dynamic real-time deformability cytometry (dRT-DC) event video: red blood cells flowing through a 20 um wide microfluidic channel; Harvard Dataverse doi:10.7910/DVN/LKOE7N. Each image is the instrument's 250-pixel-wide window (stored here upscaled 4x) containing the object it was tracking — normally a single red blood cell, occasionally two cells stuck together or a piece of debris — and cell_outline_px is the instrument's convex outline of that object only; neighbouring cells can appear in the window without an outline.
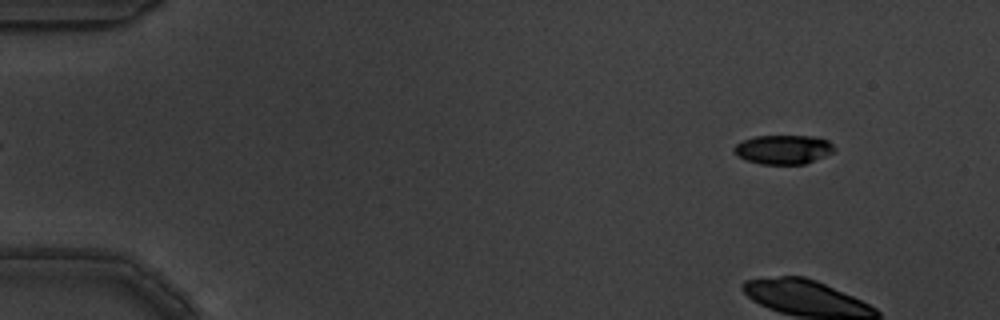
{"species": "common noctule bat (a hibernating species)", "species_latin": "Nyctalus noctula", "temperature_condition": "warm", "stored_images_in_passage": 6, "camera_frame_rate_fps": 3000, "um_per_image_px": 0.085, "animal": {"sex": "male", "body_mass_g": 19.5, "forearm_length_mm": 54.6}, "frame": {"image": 1, "passage_image": 1, "time_ms": 0.0, "image_size_px": [1000, 320], "cell_outline_px": [[836, 152], [804, 164], [760, 164], [748, 160], [740, 156], [732, 148], [736, 144], [744, 140], [756, 136], [816, 136], [828, 140], [836, 148]], "centroid_in_image_um": [66.65, 12.7], "position_along_channel_um": 18.3, "area_um2": 16.99}}